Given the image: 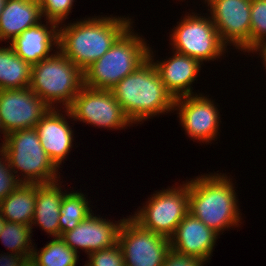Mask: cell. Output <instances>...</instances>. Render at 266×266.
I'll list each match as a JSON object with an SVG mask.
<instances>
[{"label":"cell","instance_id":"obj_33","mask_svg":"<svg viewBox=\"0 0 266 266\" xmlns=\"http://www.w3.org/2000/svg\"><path fill=\"white\" fill-rule=\"evenodd\" d=\"M22 266H39V264L35 261V259L31 257H27V259L24 261Z\"/></svg>","mask_w":266,"mask_h":266},{"label":"cell","instance_id":"obj_19","mask_svg":"<svg viewBox=\"0 0 266 266\" xmlns=\"http://www.w3.org/2000/svg\"><path fill=\"white\" fill-rule=\"evenodd\" d=\"M58 182L36 184L35 209L31 223V231L32 226L38 224L42 230L53 238L60 237L59 211L65 194Z\"/></svg>","mask_w":266,"mask_h":266},{"label":"cell","instance_id":"obj_31","mask_svg":"<svg viewBox=\"0 0 266 266\" xmlns=\"http://www.w3.org/2000/svg\"><path fill=\"white\" fill-rule=\"evenodd\" d=\"M27 256L24 254H0V266H22Z\"/></svg>","mask_w":266,"mask_h":266},{"label":"cell","instance_id":"obj_12","mask_svg":"<svg viewBox=\"0 0 266 266\" xmlns=\"http://www.w3.org/2000/svg\"><path fill=\"white\" fill-rule=\"evenodd\" d=\"M200 94L175 99L174 111L179 110L181 126L189 138L202 143H211L219 134L220 112L214 101ZM220 120V121H219Z\"/></svg>","mask_w":266,"mask_h":266},{"label":"cell","instance_id":"obj_14","mask_svg":"<svg viewBox=\"0 0 266 266\" xmlns=\"http://www.w3.org/2000/svg\"><path fill=\"white\" fill-rule=\"evenodd\" d=\"M124 219L113 223L110 219L94 216L92 212L73 230L61 233L60 237L76 253H80L77 250L79 248L89 255L118 244V235Z\"/></svg>","mask_w":266,"mask_h":266},{"label":"cell","instance_id":"obj_23","mask_svg":"<svg viewBox=\"0 0 266 266\" xmlns=\"http://www.w3.org/2000/svg\"><path fill=\"white\" fill-rule=\"evenodd\" d=\"M60 206V236L63 232L73 230L80 222L87 218L92 209L89 207L88 199L81 192H66Z\"/></svg>","mask_w":266,"mask_h":266},{"label":"cell","instance_id":"obj_36","mask_svg":"<svg viewBox=\"0 0 266 266\" xmlns=\"http://www.w3.org/2000/svg\"><path fill=\"white\" fill-rule=\"evenodd\" d=\"M6 0H0V14L2 13L3 7L5 6Z\"/></svg>","mask_w":266,"mask_h":266},{"label":"cell","instance_id":"obj_32","mask_svg":"<svg viewBox=\"0 0 266 266\" xmlns=\"http://www.w3.org/2000/svg\"><path fill=\"white\" fill-rule=\"evenodd\" d=\"M256 53L258 52L261 58L263 59V64L266 69V42L259 43L252 48H250L247 53ZM261 53V54H260Z\"/></svg>","mask_w":266,"mask_h":266},{"label":"cell","instance_id":"obj_16","mask_svg":"<svg viewBox=\"0 0 266 266\" xmlns=\"http://www.w3.org/2000/svg\"><path fill=\"white\" fill-rule=\"evenodd\" d=\"M173 52L172 58L154 62L153 51L149 48V58L158 70L166 90L176 99L194 94L191 84L198 77L202 63L195 58Z\"/></svg>","mask_w":266,"mask_h":266},{"label":"cell","instance_id":"obj_1","mask_svg":"<svg viewBox=\"0 0 266 266\" xmlns=\"http://www.w3.org/2000/svg\"><path fill=\"white\" fill-rule=\"evenodd\" d=\"M133 24L129 17H89L59 25L58 49L82 72L100 59Z\"/></svg>","mask_w":266,"mask_h":266},{"label":"cell","instance_id":"obj_29","mask_svg":"<svg viewBox=\"0 0 266 266\" xmlns=\"http://www.w3.org/2000/svg\"><path fill=\"white\" fill-rule=\"evenodd\" d=\"M20 175H14L10 168L4 150L0 147V202L21 184Z\"/></svg>","mask_w":266,"mask_h":266},{"label":"cell","instance_id":"obj_35","mask_svg":"<svg viewBox=\"0 0 266 266\" xmlns=\"http://www.w3.org/2000/svg\"><path fill=\"white\" fill-rule=\"evenodd\" d=\"M2 131V132H1ZM0 132L1 133H3V143H1L2 145H1V148H2V146H3V144L5 143V141H6V136H7V134L5 133V131H4V129H3V127H2V124H1V121H0Z\"/></svg>","mask_w":266,"mask_h":266},{"label":"cell","instance_id":"obj_5","mask_svg":"<svg viewBox=\"0 0 266 266\" xmlns=\"http://www.w3.org/2000/svg\"><path fill=\"white\" fill-rule=\"evenodd\" d=\"M56 49L50 57L32 65L29 88L50 108L62 103L64 109L72 105L82 88L83 72Z\"/></svg>","mask_w":266,"mask_h":266},{"label":"cell","instance_id":"obj_2","mask_svg":"<svg viewBox=\"0 0 266 266\" xmlns=\"http://www.w3.org/2000/svg\"><path fill=\"white\" fill-rule=\"evenodd\" d=\"M221 174H201L188 181L189 213L219 235L242 220L232 178Z\"/></svg>","mask_w":266,"mask_h":266},{"label":"cell","instance_id":"obj_25","mask_svg":"<svg viewBox=\"0 0 266 266\" xmlns=\"http://www.w3.org/2000/svg\"><path fill=\"white\" fill-rule=\"evenodd\" d=\"M31 226L6 221L0 234L2 244L13 254L32 256L34 245L31 240Z\"/></svg>","mask_w":266,"mask_h":266},{"label":"cell","instance_id":"obj_27","mask_svg":"<svg viewBox=\"0 0 266 266\" xmlns=\"http://www.w3.org/2000/svg\"><path fill=\"white\" fill-rule=\"evenodd\" d=\"M75 0H37L44 20L63 25L73 7Z\"/></svg>","mask_w":266,"mask_h":266},{"label":"cell","instance_id":"obj_28","mask_svg":"<svg viewBox=\"0 0 266 266\" xmlns=\"http://www.w3.org/2000/svg\"><path fill=\"white\" fill-rule=\"evenodd\" d=\"M84 266H125L124 256L119 244L103 250L92 252Z\"/></svg>","mask_w":266,"mask_h":266},{"label":"cell","instance_id":"obj_26","mask_svg":"<svg viewBox=\"0 0 266 266\" xmlns=\"http://www.w3.org/2000/svg\"><path fill=\"white\" fill-rule=\"evenodd\" d=\"M250 48L266 42V0L251 1Z\"/></svg>","mask_w":266,"mask_h":266},{"label":"cell","instance_id":"obj_13","mask_svg":"<svg viewBox=\"0 0 266 266\" xmlns=\"http://www.w3.org/2000/svg\"><path fill=\"white\" fill-rule=\"evenodd\" d=\"M49 109L29 87L0 90V121L6 134L36 127Z\"/></svg>","mask_w":266,"mask_h":266},{"label":"cell","instance_id":"obj_21","mask_svg":"<svg viewBox=\"0 0 266 266\" xmlns=\"http://www.w3.org/2000/svg\"><path fill=\"white\" fill-rule=\"evenodd\" d=\"M35 199L36 184L22 183L0 202V213L6 221L31 226Z\"/></svg>","mask_w":266,"mask_h":266},{"label":"cell","instance_id":"obj_6","mask_svg":"<svg viewBox=\"0 0 266 266\" xmlns=\"http://www.w3.org/2000/svg\"><path fill=\"white\" fill-rule=\"evenodd\" d=\"M7 162L25 184H47L60 181L58 167L41 146L36 128L10 132L2 146ZM21 170V171H20Z\"/></svg>","mask_w":266,"mask_h":266},{"label":"cell","instance_id":"obj_30","mask_svg":"<svg viewBox=\"0 0 266 266\" xmlns=\"http://www.w3.org/2000/svg\"><path fill=\"white\" fill-rule=\"evenodd\" d=\"M207 262L197 257L188 256L170 249L162 266H204Z\"/></svg>","mask_w":266,"mask_h":266},{"label":"cell","instance_id":"obj_8","mask_svg":"<svg viewBox=\"0 0 266 266\" xmlns=\"http://www.w3.org/2000/svg\"><path fill=\"white\" fill-rule=\"evenodd\" d=\"M193 14V15H191ZM183 17L170 34L173 51L203 61H214L223 56L227 46L222 42L210 16L195 12ZM200 15V16H198Z\"/></svg>","mask_w":266,"mask_h":266},{"label":"cell","instance_id":"obj_20","mask_svg":"<svg viewBox=\"0 0 266 266\" xmlns=\"http://www.w3.org/2000/svg\"><path fill=\"white\" fill-rule=\"evenodd\" d=\"M42 17L37 0H6L0 14V42H11L24 30L40 23Z\"/></svg>","mask_w":266,"mask_h":266},{"label":"cell","instance_id":"obj_3","mask_svg":"<svg viewBox=\"0 0 266 266\" xmlns=\"http://www.w3.org/2000/svg\"><path fill=\"white\" fill-rule=\"evenodd\" d=\"M111 91L134 124L174 110L175 99L166 90L150 58L119 81Z\"/></svg>","mask_w":266,"mask_h":266},{"label":"cell","instance_id":"obj_9","mask_svg":"<svg viewBox=\"0 0 266 266\" xmlns=\"http://www.w3.org/2000/svg\"><path fill=\"white\" fill-rule=\"evenodd\" d=\"M64 113L68 118H74V121L108 130H121L133 125L111 90L93 89L84 85Z\"/></svg>","mask_w":266,"mask_h":266},{"label":"cell","instance_id":"obj_11","mask_svg":"<svg viewBox=\"0 0 266 266\" xmlns=\"http://www.w3.org/2000/svg\"><path fill=\"white\" fill-rule=\"evenodd\" d=\"M252 0H206L222 42L247 52L250 49Z\"/></svg>","mask_w":266,"mask_h":266},{"label":"cell","instance_id":"obj_18","mask_svg":"<svg viewBox=\"0 0 266 266\" xmlns=\"http://www.w3.org/2000/svg\"><path fill=\"white\" fill-rule=\"evenodd\" d=\"M58 28L59 24L54 21H46V25L42 24L41 21L24 30L9 42L10 47L25 62H28L31 66L35 65L50 57L52 55L50 54L51 51L56 47L58 48Z\"/></svg>","mask_w":266,"mask_h":266},{"label":"cell","instance_id":"obj_24","mask_svg":"<svg viewBox=\"0 0 266 266\" xmlns=\"http://www.w3.org/2000/svg\"><path fill=\"white\" fill-rule=\"evenodd\" d=\"M32 257L39 266H76L79 255L72 250L62 239L53 238L41 251L33 248Z\"/></svg>","mask_w":266,"mask_h":266},{"label":"cell","instance_id":"obj_4","mask_svg":"<svg viewBox=\"0 0 266 266\" xmlns=\"http://www.w3.org/2000/svg\"><path fill=\"white\" fill-rule=\"evenodd\" d=\"M131 25L97 61L83 71V85L111 90L149 58V46Z\"/></svg>","mask_w":266,"mask_h":266},{"label":"cell","instance_id":"obj_10","mask_svg":"<svg viewBox=\"0 0 266 266\" xmlns=\"http://www.w3.org/2000/svg\"><path fill=\"white\" fill-rule=\"evenodd\" d=\"M128 217L118 235L125 266H162L171 249L170 238L144 229Z\"/></svg>","mask_w":266,"mask_h":266},{"label":"cell","instance_id":"obj_22","mask_svg":"<svg viewBox=\"0 0 266 266\" xmlns=\"http://www.w3.org/2000/svg\"><path fill=\"white\" fill-rule=\"evenodd\" d=\"M32 66L17 56L12 48L0 47V90L28 88Z\"/></svg>","mask_w":266,"mask_h":266},{"label":"cell","instance_id":"obj_17","mask_svg":"<svg viewBox=\"0 0 266 266\" xmlns=\"http://www.w3.org/2000/svg\"><path fill=\"white\" fill-rule=\"evenodd\" d=\"M60 111L50 108L35 127L42 148L58 168L71 152L74 140V132Z\"/></svg>","mask_w":266,"mask_h":266},{"label":"cell","instance_id":"obj_7","mask_svg":"<svg viewBox=\"0 0 266 266\" xmlns=\"http://www.w3.org/2000/svg\"><path fill=\"white\" fill-rule=\"evenodd\" d=\"M174 187L153 193L146 205L130 217L144 229L170 238L189 213L188 180Z\"/></svg>","mask_w":266,"mask_h":266},{"label":"cell","instance_id":"obj_15","mask_svg":"<svg viewBox=\"0 0 266 266\" xmlns=\"http://www.w3.org/2000/svg\"><path fill=\"white\" fill-rule=\"evenodd\" d=\"M218 235L197 217L188 213L170 237L171 249L209 262Z\"/></svg>","mask_w":266,"mask_h":266},{"label":"cell","instance_id":"obj_34","mask_svg":"<svg viewBox=\"0 0 266 266\" xmlns=\"http://www.w3.org/2000/svg\"><path fill=\"white\" fill-rule=\"evenodd\" d=\"M5 222H6L5 218L0 213V234H1L2 230H3Z\"/></svg>","mask_w":266,"mask_h":266}]
</instances>
